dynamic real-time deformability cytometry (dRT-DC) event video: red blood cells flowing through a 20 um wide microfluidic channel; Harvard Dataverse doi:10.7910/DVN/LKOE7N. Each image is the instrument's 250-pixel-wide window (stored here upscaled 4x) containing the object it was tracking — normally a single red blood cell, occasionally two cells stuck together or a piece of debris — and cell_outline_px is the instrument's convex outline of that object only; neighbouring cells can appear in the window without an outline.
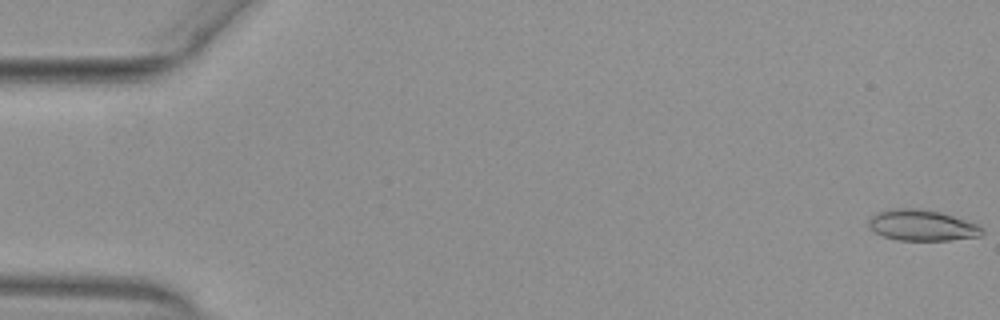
{"species": "common noctule bat (a hibernating species)", "species_latin": "Nyctalus noctula", "temperature_condition": "warm", "stored_images_in_passage": 54, "camera_frame_rate_fps": 3000, "um_per_image_px": 0.085, "animal": {"sex": "female", "body_mass_g": 29.2, "forearm_length_mm": 56.3}, "frame": {"image": 1, "passage_image": 1, "time_ms": 0.0, "image_size_px": [1000, 320], "cell_outline_px": [[984, 232], [980, 236], [948, 240], [896, 240], [880, 236], [868, 228], [868, 220], [876, 212], [892, 208], [920, 208], [940, 212], [976, 224]], "centroid_in_image_um": [78.27, 19.15], "position_along_channel_um": 6.7, "area_um2": 20.52}}
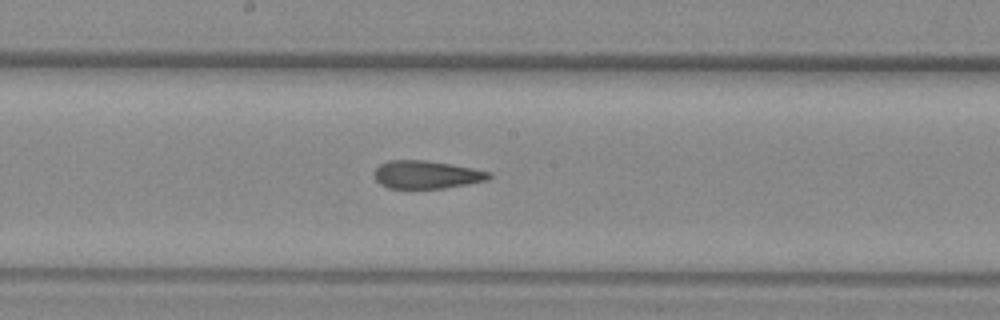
{"frame": {"image": 2, "passage_image": 29, "time_ms": 9.333, "image_size_px": [1000, 320], "cell_outline_px": [[492, 176], [488, 180], [444, 188], [388, 188], [380, 184], [372, 176], [372, 172], [380, 164], [388, 160], [424, 160], [472, 168], [492, 172]], "centroid_in_image_um": [36.21, 14.84], "position_along_channel_um": 212.0, "area_um2": 18.73}}
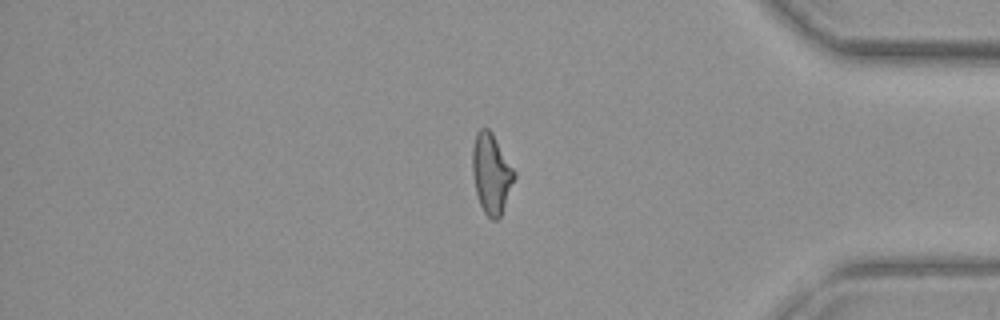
{"frame": {"image": 3, "passage_image": 45, "time_ms": 14.667, "image_size_px": [1000, 320], "cell_outline_px": [[516, 176], [500, 216], [496, 220], [492, 220], [484, 212], [480, 204], [476, 192], [472, 172], [472, 148], [476, 132], [480, 128], [488, 128], [492, 132], [516, 172]], "centroid_in_image_um": [41.75, 14.72], "position_along_channel_um": 393.4, "area_um2": 19.48}, "authors_computed_cell_mechanics": {"area_um2": 19.6231, "velocity_mm_per_s": 3.9239, "shape_relaxation_time_tau1_ms": null, "shape_relaxation_time_tau2_ms": 2.2942, "deformation_change_tau1": null, "deformation_change_tau2": 0.1173}}